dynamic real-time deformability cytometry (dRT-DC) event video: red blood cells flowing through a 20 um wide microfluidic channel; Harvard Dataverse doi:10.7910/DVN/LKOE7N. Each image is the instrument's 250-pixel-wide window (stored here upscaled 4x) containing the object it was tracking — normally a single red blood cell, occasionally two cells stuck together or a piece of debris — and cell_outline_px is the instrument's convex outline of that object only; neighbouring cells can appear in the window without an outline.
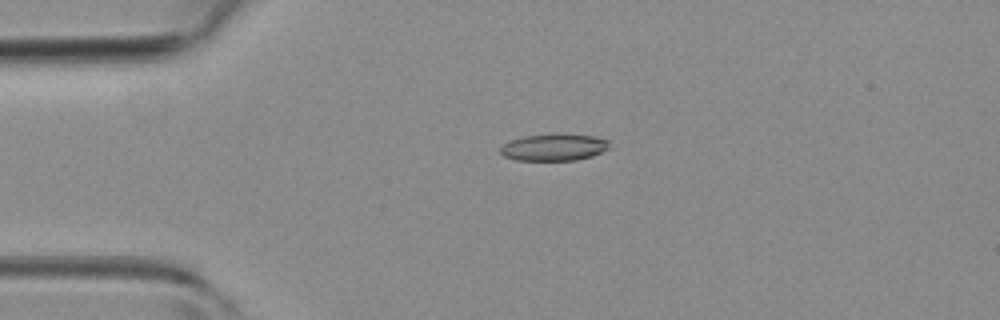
{"species": "common noctule bat (a hibernating species)", "species_latin": "Nyctalus noctula", "temperature_condition": "room temperature", "stored_images_in_passage": 35, "camera_frame_rate_fps": 3000, "um_per_image_px": 0.085, "animal": {"sex": "female", "body_mass_g": 19.3, "forearm_length_mm": 54.1}, "frame": {"image": 1, "passage_image": 1, "time_ms": 0.0, "image_size_px": [1000, 320], "cell_outline_px": [[608, 148], [592, 156], [576, 160], [516, 160], [504, 156], [500, 152], [500, 148], [504, 144], [512, 140], [524, 136], [592, 136], [608, 140]], "centroid_in_image_um": [47.05, 12.56], "position_along_channel_um": 38.0, "area_um2": 16.18}}
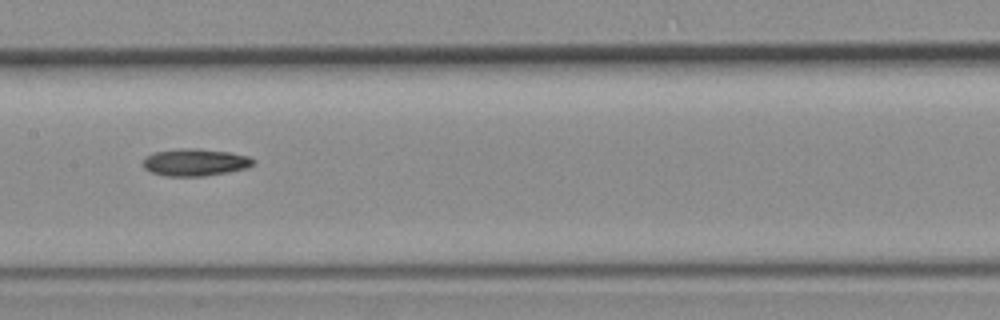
{"frame": {"image": 2, "passage_image": 13, "time_ms": 4.0, "image_size_px": [1000, 320], "cell_outline_px": [[256, 164], [248, 168], [228, 172], [204, 176], [164, 176], [152, 172], [144, 168], [144, 156], [156, 152], [180, 148], [196, 148], [228, 152], [248, 156], [256, 160]], "centroid_in_image_um": [16.62, 13.8], "position_along_channel_um": 190.8, "area_um2": 17.57}}
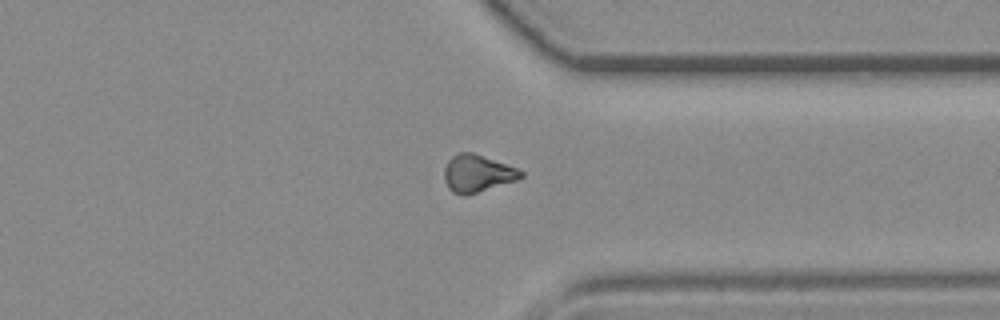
{"frame": {"image": 3, "passage_image": 25, "time_ms": 8.0, "image_size_px": [1000, 320], "cell_outline_px": [[524, 176], [516, 180], [464, 196], [460, 196], [452, 192], [448, 188], [444, 180], [444, 168], [448, 160], [452, 156], [460, 152], [472, 152], [516, 168], [524, 172]], "centroid_in_image_um": [40.53, 14.75], "position_along_channel_um": 370.9, "area_um2": 16.53}}